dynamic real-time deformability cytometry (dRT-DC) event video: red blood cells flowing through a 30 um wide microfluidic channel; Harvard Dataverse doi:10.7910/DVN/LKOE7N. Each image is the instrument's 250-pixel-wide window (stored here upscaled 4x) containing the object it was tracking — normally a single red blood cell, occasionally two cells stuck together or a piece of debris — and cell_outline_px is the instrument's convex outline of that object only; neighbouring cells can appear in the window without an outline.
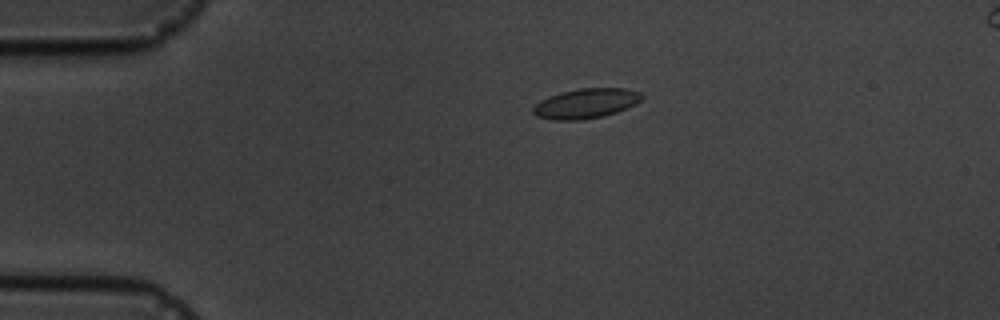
{"species": "common noctule bat (a hibernating species)", "species_latin": "Nyctalus noctula", "temperature_condition": "cold", "stored_images_in_passage": 4, "camera_frame_rate_fps": 3000, "um_per_image_px": 0.085, "animal": {"sex": "male", "body_mass_g": 19.5, "forearm_length_mm": 54.6}, "frame": {"image": 1, "passage_image": 2, "time_ms": 1.333, "image_size_px": [1000, 320], "cell_outline_px": [[644, 96], [636, 104], [616, 112], [604, 116], [580, 120], [556, 120], [536, 116], [532, 112], [532, 108], [540, 100], [548, 96], [560, 92], [580, 88], [624, 88], [640, 92]], "centroid_in_image_um": [49.79, 8.79], "position_along_channel_um": 35.2, "area_um2": 18.96}}